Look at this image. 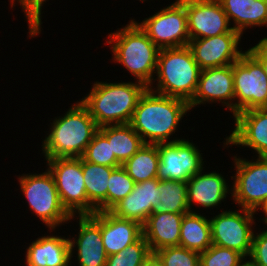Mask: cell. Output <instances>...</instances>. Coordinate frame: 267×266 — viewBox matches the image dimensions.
Here are the masks:
<instances>
[{
  "label": "cell",
  "mask_w": 267,
  "mask_h": 266,
  "mask_svg": "<svg viewBox=\"0 0 267 266\" xmlns=\"http://www.w3.org/2000/svg\"><path fill=\"white\" fill-rule=\"evenodd\" d=\"M190 110L188 102L147 88L139 98L129 124L146 144L171 143L184 139L170 136L175 134L179 122Z\"/></svg>",
  "instance_id": "1"
},
{
  "label": "cell",
  "mask_w": 267,
  "mask_h": 266,
  "mask_svg": "<svg viewBox=\"0 0 267 266\" xmlns=\"http://www.w3.org/2000/svg\"><path fill=\"white\" fill-rule=\"evenodd\" d=\"M65 112L50 122L49 133L41 144L45 159L81 157L98 131L95 120L80 100Z\"/></svg>",
  "instance_id": "2"
},
{
  "label": "cell",
  "mask_w": 267,
  "mask_h": 266,
  "mask_svg": "<svg viewBox=\"0 0 267 266\" xmlns=\"http://www.w3.org/2000/svg\"><path fill=\"white\" fill-rule=\"evenodd\" d=\"M147 87L140 82L96 81L80 102L88 109L98 127L128 124Z\"/></svg>",
  "instance_id": "3"
},
{
  "label": "cell",
  "mask_w": 267,
  "mask_h": 266,
  "mask_svg": "<svg viewBox=\"0 0 267 266\" xmlns=\"http://www.w3.org/2000/svg\"><path fill=\"white\" fill-rule=\"evenodd\" d=\"M107 38L112 60L123 65L135 81L148 88L155 77L160 49L132 18L125 27L117 28Z\"/></svg>",
  "instance_id": "4"
},
{
  "label": "cell",
  "mask_w": 267,
  "mask_h": 266,
  "mask_svg": "<svg viewBox=\"0 0 267 266\" xmlns=\"http://www.w3.org/2000/svg\"><path fill=\"white\" fill-rule=\"evenodd\" d=\"M200 73L201 68L188 46L163 48L159 50L155 77L148 89L189 103L196 92Z\"/></svg>",
  "instance_id": "5"
},
{
  "label": "cell",
  "mask_w": 267,
  "mask_h": 266,
  "mask_svg": "<svg viewBox=\"0 0 267 266\" xmlns=\"http://www.w3.org/2000/svg\"><path fill=\"white\" fill-rule=\"evenodd\" d=\"M20 192L28 201L31 213L44 223L51 233L71 221V214L62 205L54 178L48 169L42 173H23L18 176Z\"/></svg>",
  "instance_id": "6"
},
{
  "label": "cell",
  "mask_w": 267,
  "mask_h": 266,
  "mask_svg": "<svg viewBox=\"0 0 267 266\" xmlns=\"http://www.w3.org/2000/svg\"><path fill=\"white\" fill-rule=\"evenodd\" d=\"M52 174L62 205L71 215H90L96 208L88 201L82 157L45 159Z\"/></svg>",
  "instance_id": "7"
},
{
  "label": "cell",
  "mask_w": 267,
  "mask_h": 266,
  "mask_svg": "<svg viewBox=\"0 0 267 266\" xmlns=\"http://www.w3.org/2000/svg\"><path fill=\"white\" fill-rule=\"evenodd\" d=\"M253 159L248 161L237 154L233 155L236 173L230 176L233 179L230 199L238 207L257 213L267 201V157Z\"/></svg>",
  "instance_id": "8"
},
{
  "label": "cell",
  "mask_w": 267,
  "mask_h": 266,
  "mask_svg": "<svg viewBox=\"0 0 267 266\" xmlns=\"http://www.w3.org/2000/svg\"><path fill=\"white\" fill-rule=\"evenodd\" d=\"M233 77L234 116L251 109L267 108V75L248 50L233 63Z\"/></svg>",
  "instance_id": "9"
},
{
  "label": "cell",
  "mask_w": 267,
  "mask_h": 266,
  "mask_svg": "<svg viewBox=\"0 0 267 266\" xmlns=\"http://www.w3.org/2000/svg\"><path fill=\"white\" fill-rule=\"evenodd\" d=\"M237 210H223L209 217L212 244L236 250L247 258L252 248L256 229L253 227L256 226L254 215L257 213L243 208Z\"/></svg>",
  "instance_id": "10"
},
{
  "label": "cell",
  "mask_w": 267,
  "mask_h": 266,
  "mask_svg": "<svg viewBox=\"0 0 267 266\" xmlns=\"http://www.w3.org/2000/svg\"><path fill=\"white\" fill-rule=\"evenodd\" d=\"M133 20L159 49L179 48L189 44L186 8L179 0L140 22Z\"/></svg>",
  "instance_id": "11"
},
{
  "label": "cell",
  "mask_w": 267,
  "mask_h": 266,
  "mask_svg": "<svg viewBox=\"0 0 267 266\" xmlns=\"http://www.w3.org/2000/svg\"><path fill=\"white\" fill-rule=\"evenodd\" d=\"M159 164L157 178L187 182L203 167L205 159L193 141L181 139L171 143L156 144Z\"/></svg>",
  "instance_id": "12"
},
{
  "label": "cell",
  "mask_w": 267,
  "mask_h": 266,
  "mask_svg": "<svg viewBox=\"0 0 267 266\" xmlns=\"http://www.w3.org/2000/svg\"><path fill=\"white\" fill-rule=\"evenodd\" d=\"M186 8L190 40L235 31L218 0H179Z\"/></svg>",
  "instance_id": "13"
},
{
  "label": "cell",
  "mask_w": 267,
  "mask_h": 266,
  "mask_svg": "<svg viewBox=\"0 0 267 266\" xmlns=\"http://www.w3.org/2000/svg\"><path fill=\"white\" fill-rule=\"evenodd\" d=\"M242 35L228 32L208 38L190 40L194 60L201 70L232 65L245 52L240 49Z\"/></svg>",
  "instance_id": "14"
},
{
  "label": "cell",
  "mask_w": 267,
  "mask_h": 266,
  "mask_svg": "<svg viewBox=\"0 0 267 266\" xmlns=\"http://www.w3.org/2000/svg\"><path fill=\"white\" fill-rule=\"evenodd\" d=\"M233 120L234 129L224 139L223 148L246 147L254 150L256 157H267V108L237 113Z\"/></svg>",
  "instance_id": "15"
},
{
  "label": "cell",
  "mask_w": 267,
  "mask_h": 266,
  "mask_svg": "<svg viewBox=\"0 0 267 266\" xmlns=\"http://www.w3.org/2000/svg\"><path fill=\"white\" fill-rule=\"evenodd\" d=\"M206 103H221L234 117L233 64L201 70L197 89L189 106L193 109Z\"/></svg>",
  "instance_id": "16"
},
{
  "label": "cell",
  "mask_w": 267,
  "mask_h": 266,
  "mask_svg": "<svg viewBox=\"0 0 267 266\" xmlns=\"http://www.w3.org/2000/svg\"><path fill=\"white\" fill-rule=\"evenodd\" d=\"M73 219L79 221V231L76 237H68L70 263H73L75 256L78 266H106L108 255L103 246L100 226L89 215H72L70 220ZM75 250L77 256L74 255Z\"/></svg>",
  "instance_id": "17"
},
{
  "label": "cell",
  "mask_w": 267,
  "mask_h": 266,
  "mask_svg": "<svg viewBox=\"0 0 267 266\" xmlns=\"http://www.w3.org/2000/svg\"><path fill=\"white\" fill-rule=\"evenodd\" d=\"M204 168L187 181V200L190 212H196L192 209L195 204L202 209L214 207L218 209V206L227 199V194L232 193V188L223 174L216 170L207 173L204 172Z\"/></svg>",
  "instance_id": "18"
},
{
  "label": "cell",
  "mask_w": 267,
  "mask_h": 266,
  "mask_svg": "<svg viewBox=\"0 0 267 266\" xmlns=\"http://www.w3.org/2000/svg\"><path fill=\"white\" fill-rule=\"evenodd\" d=\"M101 228L103 246L107 255L118 253L136 242L142 235V225L136 221L115 216L110 211L89 215Z\"/></svg>",
  "instance_id": "19"
},
{
  "label": "cell",
  "mask_w": 267,
  "mask_h": 266,
  "mask_svg": "<svg viewBox=\"0 0 267 266\" xmlns=\"http://www.w3.org/2000/svg\"><path fill=\"white\" fill-rule=\"evenodd\" d=\"M158 178L135 183L130 194L118 202L110 212L115 216L128 219L144 225L152 214L155 204H160V191Z\"/></svg>",
  "instance_id": "20"
},
{
  "label": "cell",
  "mask_w": 267,
  "mask_h": 266,
  "mask_svg": "<svg viewBox=\"0 0 267 266\" xmlns=\"http://www.w3.org/2000/svg\"><path fill=\"white\" fill-rule=\"evenodd\" d=\"M26 266H72L68 236H39L26 248Z\"/></svg>",
  "instance_id": "21"
},
{
  "label": "cell",
  "mask_w": 267,
  "mask_h": 266,
  "mask_svg": "<svg viewBox=\"0 0 267 266\" xmlns=\"http://www.w3.org/2000/svg\"><path fill=\"white\" fill-rule=\"evenodd\" d=\"M185 213L151 214L142 226L143 236L151 252L179 246L180 227Z\"/></svg>",
  "instance_id": "22"
},
{
  "label": "cell",
  "mask_w": 267,
  "mask_h": 266,
  "mask_svg": "<svg viewBox=\"0 0 267 266\" xmlns=\"http://www.w3.org/2000/svg\"><path fill=\"white\" fill-rule=\"evenodd\" d=\"M218 1L227 15L232 28L242 36L247 28L267 27V0Z\"/></svg>",
  "instance_id": "23"
},
{
  "label": "cell",
  "mask_w": 267,
  "mask_h": 266,
  "mask_svg": "<svg viewBox=\"0 0 267 266\" xmlns=\"http://www.w3.org/2000/svg\"><path fill=\"white\" fill-rule=\"evenodd\" d=\"M211 245L209 218L199 212L185 213L180 227L179 246L201 253Z\"/></svg>",
  "instance_id": "24"
},
{
  "label": "cell",
  "mask_w": 267,
  "mask_h": 266,
  "mask_svg": "<svg viewBox=\"0 0 267 266\" xmlns=\"http://www.w3.org/2000/svg\"><path fill=\"white\" fill-rule=\"evenodd\" d=\"M115 168L117 167L93 164L82 158V173L88 201L96 208V212L107 211V184Z\"/></svg>",
  "instance_id": "25"
},
{
  "label": "cell",
  "mask_w": 267,
  "mask_h": 266,
  "mask_svg": "<svg viewBox=\"0 0 267 266\" xmlns=\"http://www.w3.org/2000/svg\"><path fill=\"white\" fill-rule=\"evenodd\" d=\"M98 130L111 142L112 152L121 165L145 144L129 123L106 125Z\"/></svg>",
  "instance_id": "26"
},
{
  "label": "cell",
  "mask_w": 267,
  "mask_h": 266,
  "mask_svg": "<svg viewBox=\"0 0 267 266\" xmlns=\"http://www.w3.org/2000/svg\"><path fill=\"white\" fill-rule=\"evenodd\" d=\"M159 164L158 147L155 144H143L122 167L135 183L157 178Z\"/></svg>",
  "instance_id": "27"
},
{
  "label": "cell",
  "mask_w": 267,
  "mask_h": 266,
  "mask_svg": "<svg viewBox=\"0 0 267 266\" xmlns=\"http://www.w3.org/2000/svg\"><path fill=\"white\" fill-rule=\"evenodd\" d=\"M160 204H155L152 214L158 213H188L187 182L162 180L158 183Z\"/></svg>",
  "instance_id": "28"
},
{
  "label": "cell",
  "mask_w": 267,
  "mask_h": 266,
  "mask_svg": "<svg viewBox=\"0 0 267 266\" xmlns=\"http://www.w3.org/2000/svg\"><path fill=\"white\" fill-rule=\"evenodd\" d=\"M152 254L148 243L142 235L136 242L122 251L109 255L106 266H142Z\"/></svg>",
  "instance_id": "29"
},
{
  "label": "cell",
  "mask_w": 267,
  "mask_h": 266,
  "mask_svg": "<svg viewBox=\"0 0 267 266\" xmlns=\"http://www.w3.org/2000/svg\"><path fill=\"white\" fill-rule=\"evenodd\" d=\"M85 161L109 167L122 166L111 149V142L98 130L81 156Z\"/></svg>",
  "instance_id": "30"
},
{
  "label": "cell",
  "mask_w": 267,
  "mask_h": 266,
  "mask_svg": "<svg viewBox=\"0 0 267 266\" xmlns=\"http://www.w3.org/2000/svg\"><path fill=\"white\" fill-rule=\"evenodd\" d=\"M108 180L107 211H110L118 202L132 192L135 182L122 166L115 168Z\"/></svg>",
  "instance_id": "31"
},
{
  "label": "cell",
  "mask_w": 267,
  "mask_h": 266,
  "mask_svg": "<svg viewBox=\"0 0 267 266\" xmlns=\"http://www.w3.org/2000/svg\"><path fill=\"white\" fill-rule=\"evenodd\" d=\"M154 255L162 266H200V253L181 246L166 247Z\"/></svg>",
  "instance_id": "32"
},
{
  "label": "cell",
  "mask_w": 267,
  "mask_h": 266,
  "mask_svg": "<svg viewBox=\"0 0 267 266\" xmlns=\"http://www.w3.org/2000/svg\"><path fill=\"white\" fill-rule=\"evenodd\" d=\"M244 259L236 250L212 244L200 253V266H237Z\"/></svg>",
  "instance_id": "33"
},
{
  "label": "cell",
  "mask_w": 267,
  "mask_h": 266,
  "mask_svg": "<svg viewBox=\"0 0 267 266\" xmlns=\"http://www.w3.org/2000/svg\"><path fill=\"white\" fill-rule=\"evenodd\" d=\"M253 266H267V230L254 232L252 248L248 258Z\"/></svg>",
  "instance_id": "34"
},
{
  "label": "cell",
  "mask_w": 267,
  "mask_h": 266,
  "mask_svg": "<svg viewBox=\"0 0 267 266\" xmlns=\"http://www.w3.org/2000/svg\"><path fill=\"white\" fill-rule=\"evenodd\" d=\"M10 6L13 10V6L17 3L21 6L24 16L27 19L29 37L38 36V0H9ZM17 3H16V2Z\"/></svg>",
  "instance_id": "35"
},
{
  "label": "cell",
  "mask_w": 267,
  "mask_h": 266,
  "mask_svg": "<svg viewBox=\"0 0 267 266\" xmlns=\"http://www.w3.org/2000/svg\"><path fill=\"white\" fill-rule=\"evenodd\" d=\"M247 50L260 62L267 75V36L260 39L256 45Z\"/></svg>",
  "instance_id": "36"
},
{
  "label": "cell",
  "mask_w": 267,
  "mask_h": 266,
  "mask_svg": "<svg viewBox=\"0 0 267 266\" xmlns=\"http://www.w3.org/2000/svg\"><path fill=\"white\" fill-rule=\"evenodd\" d=\"M48 0H38V35H40V33H41V26H42V20H41V18H42V8H44L43 6H44V4L47 2Z\"/></svg>",
  "instance_id": "37"
},
{
  "label": "cell",
  "mask_w": 267,
  "mask_h": 266,
  "mask_svg": "<svg viewBox=\"0 0 267 266\" xmlns=\"http://www.w3.org/2000/svg\"><path fill=\"white\" fill-rule=\"evenodd\" d=\"M142 266H162L161 262L157 259V257L152 254L151 257H149Z\"/></svg>",
  "instance_id": "38"
},
{
  "label": "cell",
  "mask_w": 267,
  "mask_h": 266,
  "mask_svg": "<svg viewBox=\"0 0 267 266\" xmlns=\"http://www.w3.org/2000/svg\"><path fill=\"white\" fill-rule=\"evenodd\" d=\"M258 211H262L263 213H264V217H261L259 220L262 222H264V224L267 226V201L257 210V212ZM263 229H265V230H267V227L265 228H263Z\"/></svg>",
  "instance_id": "39"
},
{
  "label": "cell",
  "mask_w": 267,
  "mask_h": 266,
  "mask_svg": "<svg viewBox=\"0 0 267 266\" xmlns=\"http://www.w3.org/2000/svg\"><path fill=\"white\" fill-rule=\"evenodd\" d=\"M237 266H253V264L251 263V261L247 258H245L240 264H238Z\"/></svg>",
  "instance_id": "40"
}]
</instances>
